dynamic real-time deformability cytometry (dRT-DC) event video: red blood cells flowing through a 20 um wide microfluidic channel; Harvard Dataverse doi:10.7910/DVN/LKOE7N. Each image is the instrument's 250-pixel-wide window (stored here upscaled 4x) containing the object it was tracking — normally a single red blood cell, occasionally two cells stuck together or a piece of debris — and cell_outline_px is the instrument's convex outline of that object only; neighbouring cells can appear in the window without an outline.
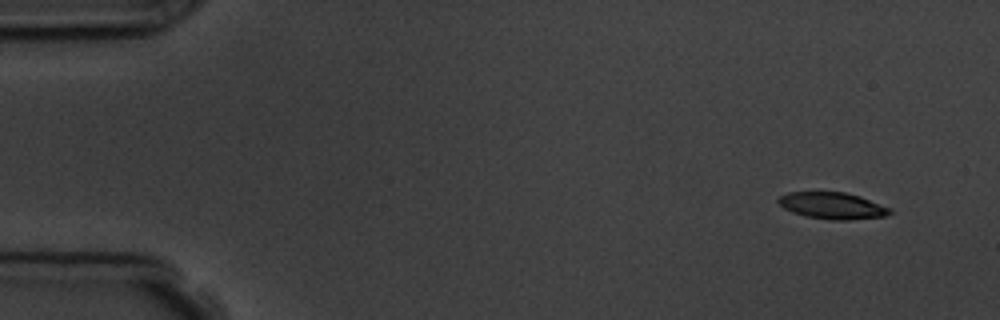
{"species": "common noctule bat (a hibernating species)", "species_latin": "Nyctalus noctula", "temperature_condition": "room temperature", "stored_images_in_passage": 10, "camera_frame_rate_fps": 3000, "um_per_image_px": 0.085, "animal": {"sex": "male", "body_mass_g": 19.5, "forearm_length_mm": 54.6}, "frame": {"image": 1, "passage_image": 1, "time_ms": 0.0, "image_size_px": [1000, 320], "cell_outline_px": [[892, 212], [884, 216], [848, 220], [828, 220], [804, 216], [792, 212], [784, 208], [776, 200], [780, 196], [788, 192], [844, 192], [860, 196], [892, 208]], "centroid_in_image_um": [70.75, 17.48], "position_along_channel_um": 14.2, "area_um2": 17.4}}
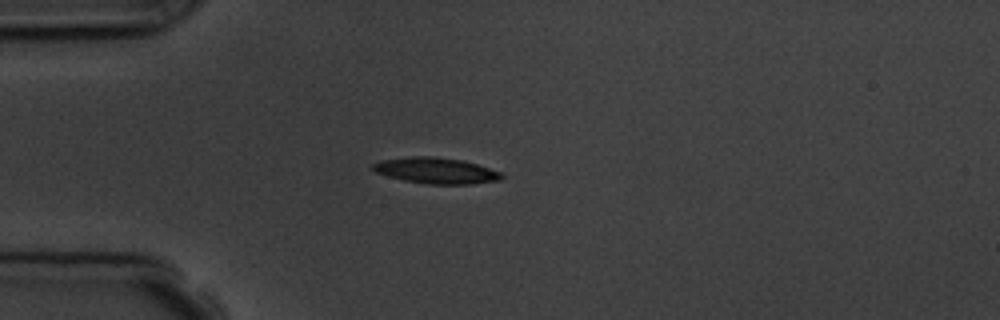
{"frame": {"image": 2, "passage_image": 4, "time_ms": 3.667, "image_size_px": [1000, 320], "cell_outline_px": [[504, 176], [500, 180], [472, 184], [428, 184], [404, 180], [388, 176], [376, 172], [372, 168], [372, 164], [380, 160], [412, 156], [432, 156], [460, 160], [476, 164], [504, 172]], "centroid_in_image_um": [37.09, 14.5], "position_along_channel_um": 47.9, "area_um2": 19.48}}
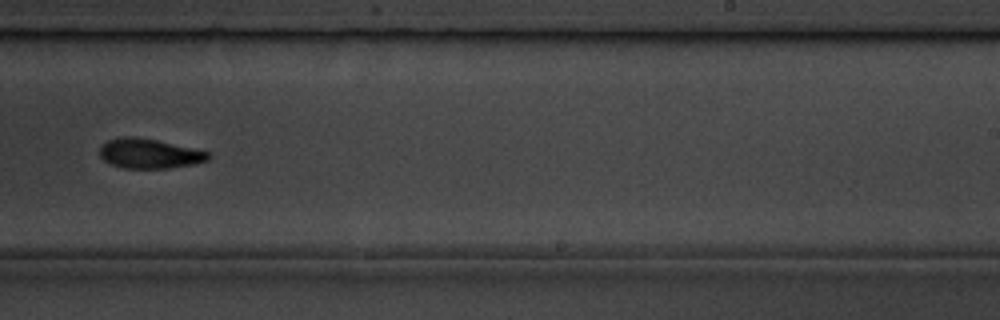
{"frame": {"image": 3, "passage_image": 10, "time_ms": 10.333, "image_size_px": [1000, 320], "cell_outline_px": [[212, 156], [208, 160], [192, 164], [168, 168], [124, 168], [108, 164], [100, 156], [100, 144], [108, 140], [120, 136], [132, 136], [156, 140], [192, 148], [208, 152]], "centroid_in_image_um": [12.64, 13.05], "position_along_channel_um": 276.4, "area_um2": 18.79}}